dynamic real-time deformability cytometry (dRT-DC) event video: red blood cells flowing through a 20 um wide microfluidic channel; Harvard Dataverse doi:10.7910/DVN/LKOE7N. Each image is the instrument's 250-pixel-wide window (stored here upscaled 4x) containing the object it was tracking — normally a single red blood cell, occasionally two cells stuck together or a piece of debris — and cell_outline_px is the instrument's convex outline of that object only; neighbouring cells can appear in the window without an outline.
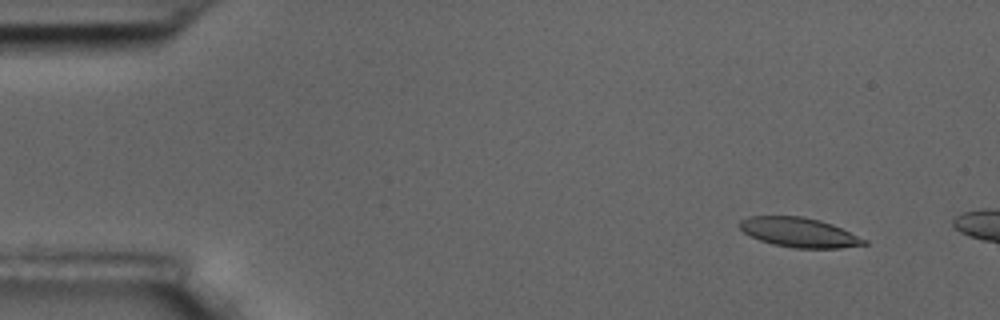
{"species": "common noctule bat (a hibernating species)", "species_latin": "Nyctalus noctula", "temperature_condition": "room temperature", "stored_images_in_passage": 4, "camera_frame_rate_fps": 3000, "um_per_image_px": 0.085, "animal": {"sex": "male", "body_mass_g": 17.5, "forearm_length_mm": 52.3}, "frame": {"image": 1, "passage_image": 2, "time_ms": 0.333, "image_size_px": [1000, 320], "cell_outline_px": [[868, 244], [840, 248], [796, 248], [772, 244], [760, 240], [744, 232], [740, 228], [740, 220], [748, 216], [804, 216], [820, 220], [832, 224], [868, 240]], "centroid_in_image_um": [67.95, 19.75], "position_along_channel_um": 17.1, "area_um2": 21.39}}